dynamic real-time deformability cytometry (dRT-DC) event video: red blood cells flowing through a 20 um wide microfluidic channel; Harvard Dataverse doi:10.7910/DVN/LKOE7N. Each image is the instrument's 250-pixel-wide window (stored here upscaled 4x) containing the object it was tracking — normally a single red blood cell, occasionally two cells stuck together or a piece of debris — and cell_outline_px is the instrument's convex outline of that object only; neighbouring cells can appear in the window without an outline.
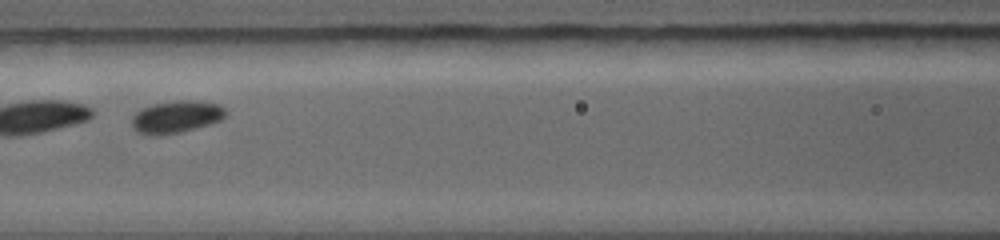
{"species": "common noctule bat (a hibernating species)", "species_latin": "Nyctalus noctula", "temperature_condition": "warm", "stored_images_in_passage": 18, "camera_frame_rate_fps": 5000, "um_per_image_px": 0.085, "animal": {"sex": "female", "body_mass_g": 19.0, "forearm_length_mm": 56.7}, "frame": {"image": 1, "passage_image": 6, "time_ms": 2.4, "image_size_px": [1000, 240], "cell_outline_px": [[228, 112], [220, 120], [188, 128], [164, 132], [148, 132], [136, 128], [132, 124], [132, 116], [140, 108], [148, 104], [176, 100], [196, 100], [220, 104]], "centroid_in_image_um": [15.02, 9.8], "position_along_channel_um": 151.6, "area_um2": 16.47}}